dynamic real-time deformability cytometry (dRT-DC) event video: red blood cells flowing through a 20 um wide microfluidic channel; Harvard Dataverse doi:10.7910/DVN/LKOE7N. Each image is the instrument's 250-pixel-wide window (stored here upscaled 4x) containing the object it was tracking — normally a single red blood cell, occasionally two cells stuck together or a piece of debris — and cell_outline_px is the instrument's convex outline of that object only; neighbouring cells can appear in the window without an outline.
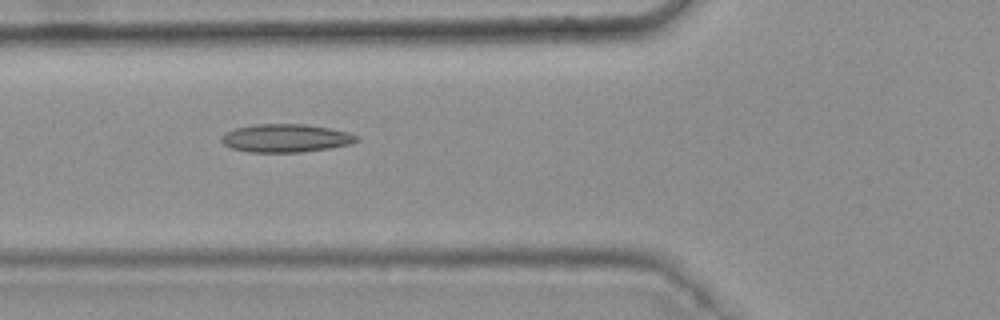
{"species": "common noctule bat (a hibernating species)", "species_latin": "Nyctalus noctula", "temperature_condition": "warm", "stored_images_in_passage": 49, "camera_frame_rate_fps": 3000, "um_per_image_px": 0.085, "animal": {"sex": "female", "body_mass_g": 25.1}, "frame": {"image": 1, "passage_image": 20, "time_ms": 6.333, "image_size_px": [1000, 320], "cell_outline_px": [[360, 140], [352, 144], [328, 148], [300, 152], [248, 152], [232, 148], [224, 144], [220, 140], [220, 136], [236, 128], [252, 124], [304, 124], [328, 128], [348, 132], [360, 136]], "centroid_in_image_um": [24.31, 11.74], "position_along_channel_um": 101.5, "area_um2": 22.2}}
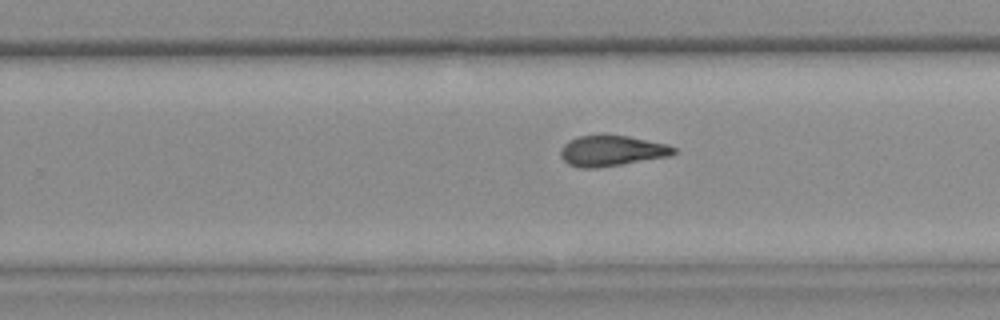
{"frame": {"image": 2, "passage_image": 34, "time_ms": 11.0, "image_size_px": [1000, 320], "cell_outline_px": [[676, 152], [672, 156], [596, 168], [580, 168], [568, 164], [560, 156], [560, 152], [564, 144], [568, 140], [580, 136], [628, 136], [668, 144], [676, 148]], "centroid_in_image_um": [52.02, 12.83], "position_along_channel_um": 277.8, "area_um2": 20.06}}
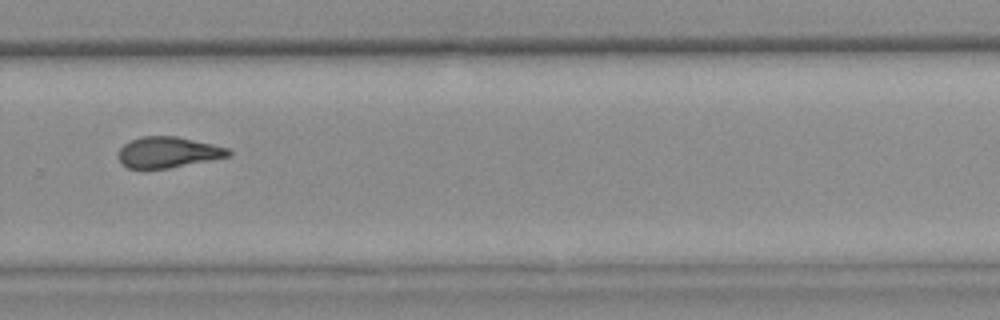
{"frame": {"image": 3, "passage_image": 37, "time_ms": 12.0, "image_size_px": [1000, 320], "cell_outline_px": [[232, 156], [168, 168], [128, 168], [120, 164], [120, 148], [124, 144], [140, 136], [176, 136], [212, 144], [228, 148], [232, 152]], "centroid_in_image_um": [14.31, 12.94], "position_along_channel_um": 315.5, "area_um2": 19.65}, "authors_computed_cell_mechanics": {"area_um2": 20.7502, "velocity_mm_per_s": 3.7759, "shape_relaxation_time_tau1_ms": null, "shape_relaxation_time_tau2_ms": 3.803, "deformation_change_tau1": null, "deformation_change_tau2": 0.1148}}